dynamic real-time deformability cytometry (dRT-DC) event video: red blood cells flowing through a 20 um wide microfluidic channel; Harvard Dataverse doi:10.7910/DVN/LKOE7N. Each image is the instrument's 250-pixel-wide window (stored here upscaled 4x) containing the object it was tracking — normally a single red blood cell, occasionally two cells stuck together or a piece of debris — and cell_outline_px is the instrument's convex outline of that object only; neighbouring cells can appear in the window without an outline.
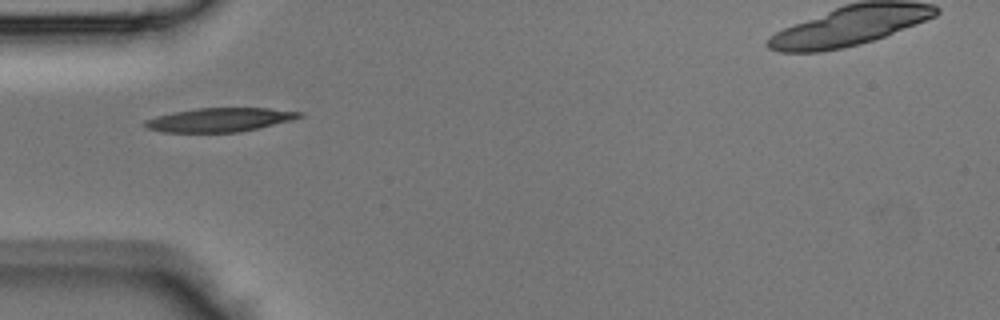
{"species": "Egyptian fruit bat (a non-hibernating species)", "species_latin": "Rousettus aegyptiacus", "temperature_condition": "room temperature", "stored_images_in_passage": 30, "camera_frame_rate_fps": 3000, "um_per_image_px": 0.085, "animal": {"sex": "male"}, "frame": {"image": 1, "passage_image": 1, "time_ms": 0.0, "image_size_px": [1000, 320], "cell_outline_px": [[304, 116], [292, 120], [240, 132], [164, 132], [148, 128], [144, 124], [144, 120], [156, 116], [196, 108], [268, 108], [304, 112]], "centroid_in_image_um": [18.71, 10.18], "position_along_channel_um": 66.3, "area_um2": 21.33}}
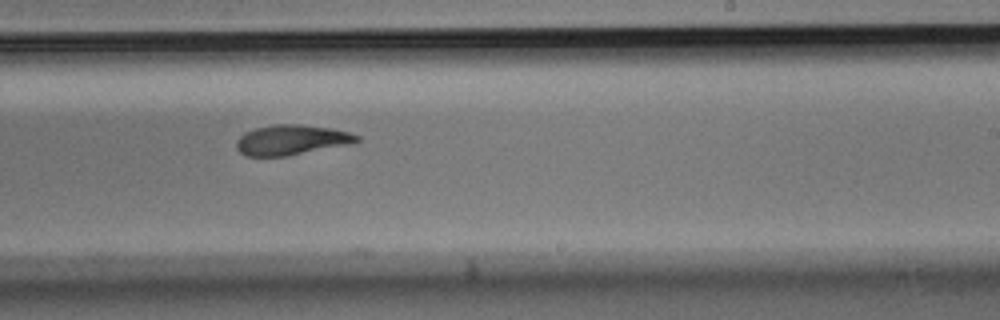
{"frame": {"image": 2, "passage_image": 14, "time_ms": 4.333, "image_size_px": [1000, 320], "cell_outline_px": [[360, 140], [348, 144], [284, 156], [244, 156], [236, 148], [236, 140], [244, 132], [256, 128], [272, 124], [300, 124], [332, 128], [348, 132], [360, 136]], "centroid_in_image_um": [24.73, 11.88], "position_along_channel_um": 264.3, "area_um2": 20.98}}
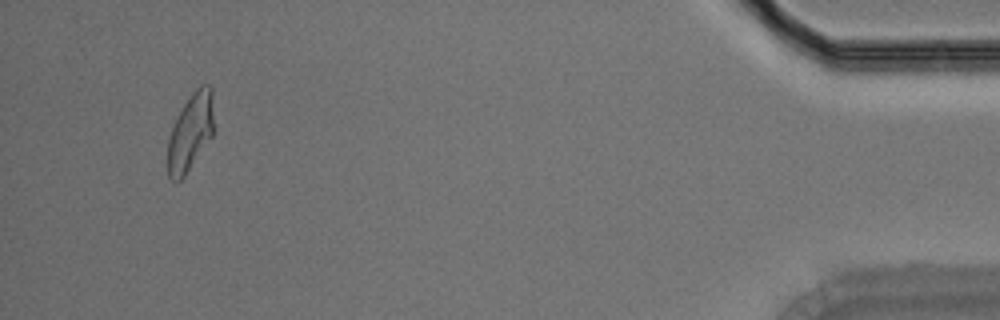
{"frame": {"image": 3, "passage_image": 29, "time_ms": 9.333, "image_size_px": [1000, 320], "cell_outline_px": [[212, 136], [184, 176], [180, 180], [172, 180], [168, 176], [168, 140], [172, 128], [184, 104], [192, 92], [200, 84], [212, 84]], "centroid_in_image_um": [16.19, 11.2], "position_along_channel_um": 419.0, "area_um2": 20.29}}